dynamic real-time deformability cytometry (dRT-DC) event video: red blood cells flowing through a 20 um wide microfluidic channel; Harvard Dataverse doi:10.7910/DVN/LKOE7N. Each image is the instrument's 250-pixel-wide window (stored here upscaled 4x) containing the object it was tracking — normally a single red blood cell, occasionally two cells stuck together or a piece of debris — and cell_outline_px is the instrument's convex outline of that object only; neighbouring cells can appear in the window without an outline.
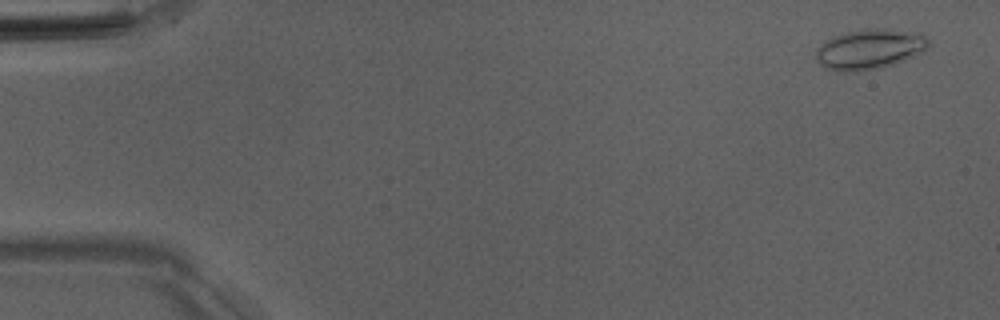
{"species": "Egyptian fruit bat (a non-hibernating species)", "species_latin": "Rousettus aegyptiacus", "temperature_condition": "room temperature", "stored_images_in_passage": 52, "camera_frame_rate_fps": 3000, "um_per_image_px": 0.085, "animal": {"sex": "male"}, "frame": {"image": 1, "passage_image": 3, "time_ms": 0.667, "image_size_px": [1000, 320], "cell_outline_px": [[928, 44], [920, 52], [904, 60], [892, 64], [876, 68], [852, 72], [840, 72], [828, 68], [820, 64], [816, 60], [816, 48], [832, 36], [848, 32], [868, 28], [888, 28], [920, 32], [928, 40]], "centroid_in_image_um": [73.88, 4.16], "position_along_channel_um": 11.1, "area_um2": 26.13}}
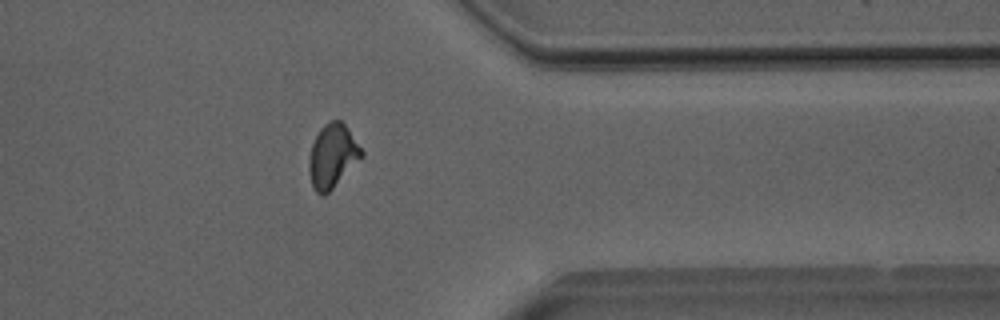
{"frame": {"image": 2, "passage_image": 42, "time_ms": 13.667, "image_size_px": [1000, 320], "cell_outline_px": [[364, 156], [324, 196], [320, 196], [316, 192], [312, 184], [308, 168], [308, 160], [312, 144], [320, 128], [324, 124], [332, 120], [340, 120], [348, 128], [364, 152]], "centroid_in_image_um": [28.26, 13.25], "position_along_channel_um": 383.1, "area_um2": 19.42}}
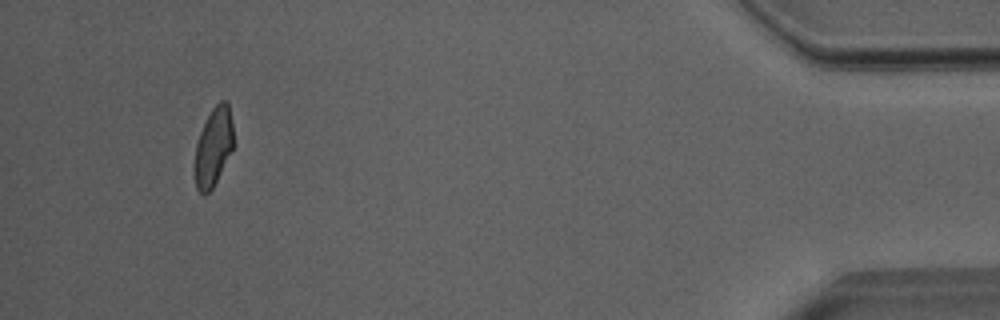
{"frame": {"image": 3, "passage_image": 49, "time_ms": 16.0, "image_size_px": [1000, 320], "cell_outline_px": [[232, 148], [212, 188], [204, 196], [196, 188], [196, 144], [200, 132], [212, 108], [220, 100], [228, 100], [232, 124]], "centroid_in_image_um": [18.14, 12.44], "position_along_channel_um": 417.1, "area_um2": 17.05}, "authors_computed_cell_mechanics": {"area_um2": 19.1896, "velocity_mm_per_s": 4.0149, "shape_relaxation_time_tau1_ms": 7.3127, "shape_relaxation_time_tau2_ms": 1.525, "deformation_change_tau1": 0.1753, "deformation_change_tau2": 0.0695}}